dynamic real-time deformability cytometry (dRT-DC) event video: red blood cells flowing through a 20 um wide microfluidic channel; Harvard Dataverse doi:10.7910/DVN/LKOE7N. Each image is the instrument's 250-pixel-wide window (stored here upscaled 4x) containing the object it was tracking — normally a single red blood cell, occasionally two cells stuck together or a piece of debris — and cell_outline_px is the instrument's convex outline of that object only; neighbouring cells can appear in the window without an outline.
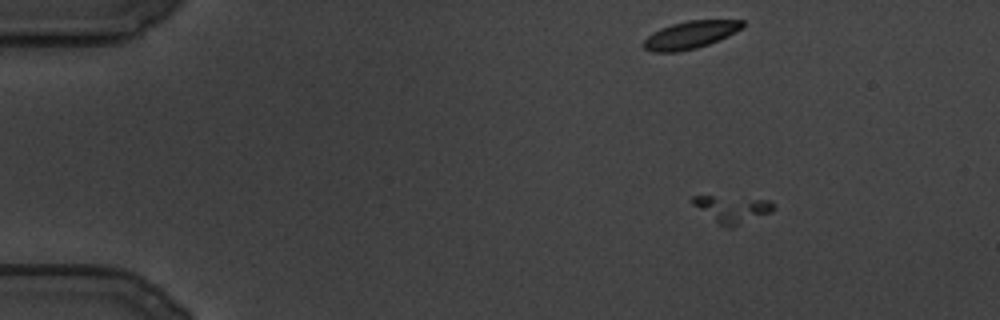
{"species": "common noctule bat (a hibernating species)", "species_latin": "Nyctalus noctula", "temperature_condition": "cold", "stored_images_in_passage": 7, "camera_frame_rate_fps": 3000, "um_per_image_px": 0.085, "animal": {"sex": "male", "body_mass_g": 19.5, "forearm_length_mm": 54.6}, "frame": {"image": 1, "passage_image": 2, "time_ms": 0.333, "image_size_px": [1000, 320], "cell_outline_px": [[776, 208], [772, 212], [732, 228], [728, 228], [720, 224], [692, 204], [692, 196], [712, 196], [772, 200], [776, 204]], "centroid_in_image_um": [62.32, 17.77], "position_along_channel_um": 22.7, "area_um2": 12.6}}